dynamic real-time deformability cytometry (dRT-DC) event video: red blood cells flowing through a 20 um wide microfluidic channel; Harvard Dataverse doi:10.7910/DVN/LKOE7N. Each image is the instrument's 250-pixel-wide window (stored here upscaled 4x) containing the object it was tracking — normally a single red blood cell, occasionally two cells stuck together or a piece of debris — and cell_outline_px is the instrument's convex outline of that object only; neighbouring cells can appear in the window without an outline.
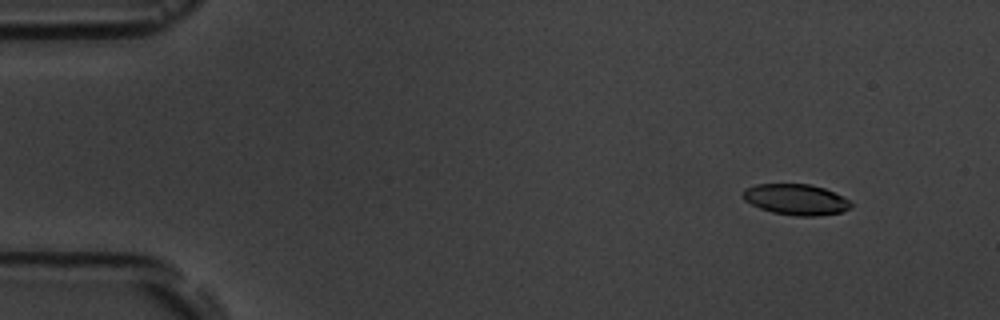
{"species": "common noctule bat (a hibernating species)", "species_latin": "Nyctalus noctula", "temperature_condition": "room temperature", "stored_images_in_passage": 6, "camera_frame_rate_fps": 3000, "um_per_image_px": 0.085, "animal": {"sex": "male", "body_mass_g": 19.5, "forearm_length_mm": 54.6}, "frame": {"image": 1, "passage_image": 2, "time_ms": 1.0, "image_size_px": [1000, 320], "cell_outline_px": [[852, 204], [848, 208], [840, 212], [816, 216], [796, 216], [772, 212], [760, 208], [744, 200], [744, 188], [756, 184], [808, 184], [824, 188], [848, 200]], "centroid_in_image_um": [67.62, 16.95], "position_along_channel_um": 17.4, "area_um2": 19.07}}
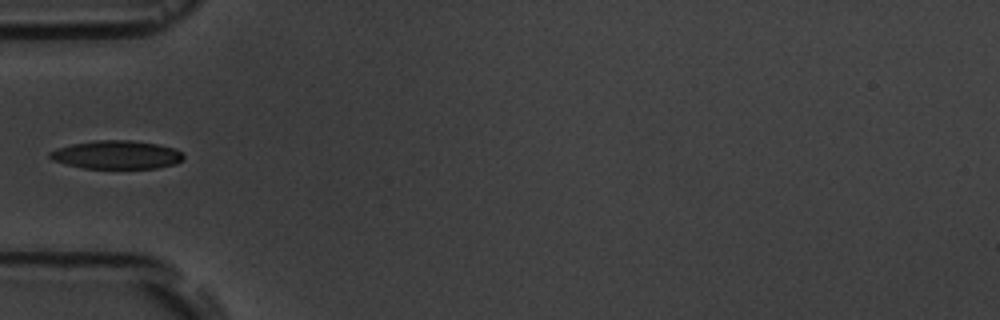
{"frame": {"image": 2, "passage_image": 5, "time_ms": 5.333, "image_size_px": [1000, 320], "cell_outline_px": [[184, 160], [176, 164], [156, 168], [84, 168], [52, 160], [48, 156], [48, 152], [72, 144], [96, 140], [132, 140], [156, 144], [172, 148], [184, 152]], "centroid_in_image_um": [9.95, 13.16], "position_along_channel_um": 75.0, "area_um2": 22.02}}
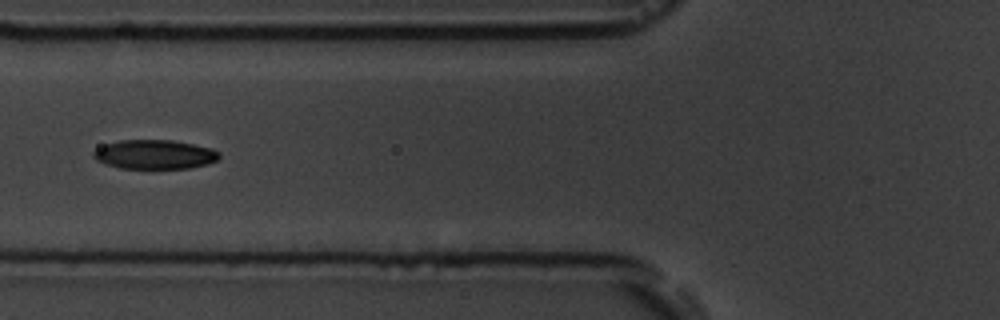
{"frame": {"image": 3, "passage_image": 6, "time_ms": 6.333, "image_size_px": [1000, 320], "cell_outline_px": [[220, 156], [216, 160], [208, 164], [188, 168], [120, 168], [104, 164], [96, 160], [92, 156], [92, 152], [108, 144], [120, 140], [172, 140], [212, 148], [220, 152]], "centroid_in_image_um": [13.16, 13.13], "position_along_channel_um": 112.6, "area_um2": 21.27}}